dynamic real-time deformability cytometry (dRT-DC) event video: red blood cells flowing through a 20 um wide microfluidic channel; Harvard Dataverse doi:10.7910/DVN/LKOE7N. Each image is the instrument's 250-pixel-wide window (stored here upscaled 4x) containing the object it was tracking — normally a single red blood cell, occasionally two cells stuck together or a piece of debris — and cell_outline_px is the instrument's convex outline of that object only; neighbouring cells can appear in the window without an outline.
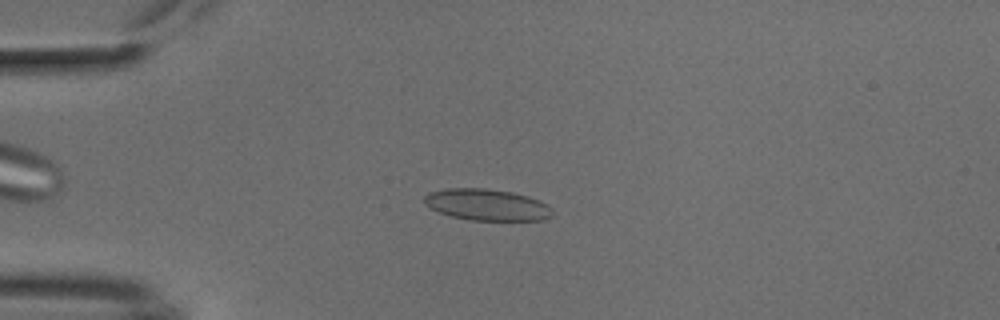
{"species": "common noctule bat (a hibernating species)", "species_latin": "Nyctalus noctula", "temperature_condition": "cold", "stored_images_in_passage": 57, "camera_frame_rate_fps": 3000, "um_per_image_px": 0.085, "animal": {"sex": "male", "body_mass_g": 18.8}, "frame": {"image": 1, "passage_image": 17, "time_ms": 5.333, "image_size_px": [1000, 320], "cell_outline_px": [[552, 216], [544, 220], [468, 220], [452, 216], [428, 208], [424, 204], [424, 196], [428, 192], [444, 188], [484, 188], [512, 192], [528, 196], [548, 204], [552, 208]], "centroid_in_image_um": [41.37, 17.4], "position_along_channel_um": 43.6, "area_um2": 23.7}}